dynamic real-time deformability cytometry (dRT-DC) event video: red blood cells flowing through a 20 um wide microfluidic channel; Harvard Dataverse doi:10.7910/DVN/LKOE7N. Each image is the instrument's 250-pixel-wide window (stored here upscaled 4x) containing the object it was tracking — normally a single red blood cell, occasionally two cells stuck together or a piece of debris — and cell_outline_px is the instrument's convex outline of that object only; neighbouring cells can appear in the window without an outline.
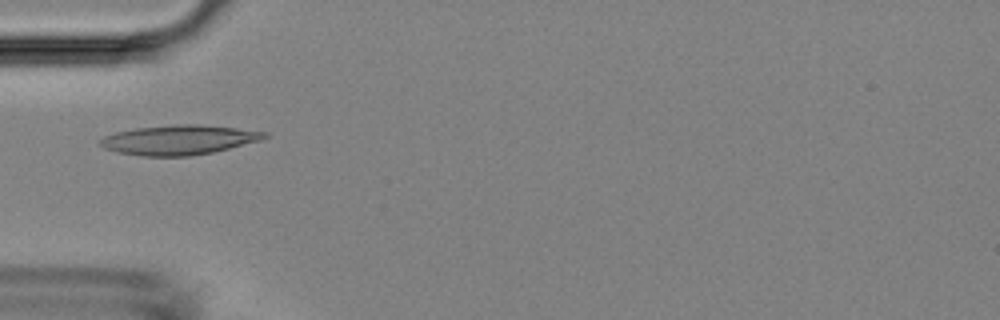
{"species": "Egyptian fruit bat (a non-hibernating species)", "species_latin": "Rousettus aegyptiacus", "temperature_condition": "room temperature", "stored_images_in_passage": 4, "camera_frame_rate_fps": 3000, "um_per_image_px": 0.085, "animal": {"sex": "female"}, "frame": {"image": 1, "passage_image": 4, "time_ms": 3.333, "image_size_px": [1000, 320], "cell_outline_px": [[268, 136], [260, 140], [212, 152], [192, 156], [140, 156], [116, 152], [104, 148], [96, 144], [104, 136], [116, 132], [136, 128], [172, 124], [200, 124], [236, 128], [268, 132]], "centroid_in_image_um": [15.15, 11.89], "position_along_channel_um": 69.8, "area_um2": 28.44}}